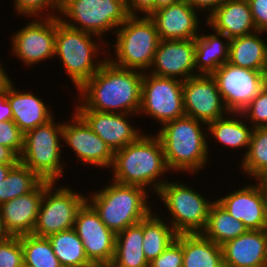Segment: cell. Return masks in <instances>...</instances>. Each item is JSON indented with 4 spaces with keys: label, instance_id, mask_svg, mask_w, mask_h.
<instances>
[{
    "label": "cell",
    "instance_id": "1",
    "mask_svg": "<svg viewBox=\"0 0 267 267\" xmlns=\"http://www.w3.org/2000/svg\"><path fill=\"white\" fill-rule=\"evenodd\" d=\"M144 72L118 67L108 59L77 91L75 110L137 114ZM82 101V102H81Z\"/></svg>",
    "mask_w": 267,
    "mask_h": 267
},
{
    "label": "cell",
    "instance_id": "2",
    "mask_svg": "<svg viewBox=\"0 0 267 267\" xmlns=\"http://www.w3.org/2000/svg\"><path fill=\"white\" fill-rule=\"evenodd\" d=\"M111 171H113L111 177L113 181L140 186L157 194L160 187L168 180L165 178V173L170 170L159 137L145 132L137 141L114 152Z\"/></svg>",
    "mask_w": 267,
    "mask_h": 267
},
{
    "label": "cell",
    "instance_id": "3",
    "mask_svg": "<svg viewBox=\"0 0 267 267\" xmlns=\"http://www.w3.org/2000/svg\"><path fill=\"white\" fill-rule=\"evenodd\" d=\"M155 134L162 143L170 172L185 171L195 176L207 162L210 164L206 123L185 115L165 123Z\"/></svg>",
    "mask_w": 267,
    "mask_h": 267
},
{
    "label": "cell",
    "instance_id": "4",
    "mask_svg": "<svg viewBox=\"0 0 267 267\" xmlns=\"http://www.w3.org/2000/svg\"><path fill=\"white\" fill-rule=\"evenodd\" d=\"M109 182L99 191L86 195V201L115 234L139 223L153 211V205L149 203L151 192L145 188Z\"/></svg>",
    "mask_w": 267,
    "mask_h": 267
},
{
    "label": "cell",
    "instance_id": "5",
    "mask_svg": "<svg viewBox=\"0 0 267 267\" xmlns=\"http://www.w3.org/2000/svg\"><path fill=\"white\" fill-rule=\"evenodd\" d=\"M107 43L108 40L106 42L96 35L68 27L57 17L54 59L59 57L66 75L77 87L75 89L78 90L107 60ZM99 55L103 57L99 59Z\"/></svg>",
    "mask_w": 267,
    "mask_h": 267
},
{
    "label": "cell",
    "instance_id": "6",
    "mask_svg": "<svg viewBox=\"0 0 267 267\" xmlns=\"http://www.w3.org/2000/svg\"><path fill=\"white\" fill-rule=\"evenodd\" d=\"M114 35L115 43H107V59L121 68L148 72L160 42L155 24L149 16H129ZM110 46L115 52L110 51Z\"/></svg>",
    "mask_w": 267,
    "mask_h": 267
},
{
    "label": "cell",
    "instance_id": "7",
    "mask_svg": "<svg viewBox=\"0 0 267 267\" xmlns=\"http://www.w3.org/2000/svg\"><path fill=\"white\" fill-rule=\"evenodd\" d=\"M55 119L24 134L20 163L42 181L57 183L65 173V162L61 159L65 146L62 143L63 122H55Z\"/></svg>",
    "mask_w": 267,
    "mask_h": 267
},
{
    "label": "cell",
    "instance_id": "8",
    "mask_svg": "<svg viewBox=\"0 0 267 267\" xmlns=\"http://www.w3.org/2000/svg\"><path fill=\"white\" fill-rule=\"evenodd\" d=\"M128 17L126 0H60L58 13L63 24L102 40L109 31L115 34Z\"/></svg>",
    "mask_w": 267,
    "mask_h": 267
},
{
    "label": "cell",
    "instance_id": "9",
    "mask_svg": "<svg viewBox=\"0 0 267 267\" xmlns=\"http://www.w3.org/2000/svg\"><path fill=\"white\" fill-rule=\"evenodd\" d=\"M180 181L167 180L158 190L156 197H159L157 199H160L165 205L163 207L168 210L170 220H166L177 234L201 233L215 199L208 200L199 194L194 186Z\"/></svg>",
    "mask_w": 267,
    "mask_h": 267
},
{
    "label": "cell",
    "instance_id": "10",
    "mask_svg": "<svg viewBox=\"0 0 267 267\" xmlns=\"http://www.w3.org/2000/svg\"><path fill=\"white\" fill-rule=\"evenodd\" d=\"M56 185L52 182L44 191L33 235L48 237L72 229L79 209L86 202V193L81 194L68 184Z\"/></svg>",
    "mask_w": 267,
    "mask_h": 267
},
{
    "label": "cell",
    "instance_id": "11",
    "mask_svg": "<svg viewBox=\"0 0 267 267\" xmlns=\"http://www.w3.org/2000/svg\"><path fill=\"white\" fill-rule=\"evenodd\" d=\"M144 114L161 126L185 116L183 81L144 72L138 115Z\"/></svg>",
    "mask_w": 267,
    "mask_h": 267
},
{
    "label": "cell",
    "instance_id": "12",
    "mask_svg": "<svg viewBox=\"0 0 267 267\" xmlns=\"http://www.w3.org/2000/svg\"><path fill=\"white\" fill-rule=\"evenodd\" d=\"M229 112L241 113L267 85V73L223 64L211 75Z\"/></svg>",
    "mask_w": 267,
    "mask_h": 267
},
{
    "label": "cell",
    "instance_id": "13",
    "mask_svg": "<svg viewBox=\"0 0 267 267\" xmlns=\"http://www.w3.org/2000/svg\"><path fill=\"white\" fill-rule=\"evenodd\" d=\"M56 29L57 17L32 18L11 36L12 56L28 67L54 59Z\"/></svg>",
    "mask_w": 267,
    "mask_h": 267
},
{
    "label": "cell",
    "instance_id": "14",
    "mask_svg": "<svg viewBox=\"0 0 267 267\" xmlns=\"http://www.w3.org/2000/svg\"><path fill=\"white\" fill-rule=\"evenodd\" d=\"M73 229L83 242L88 260L95 267L112 264L116 234L101 221L98 213L87 201L79 209Z\"/></svg>",
    "mask_w": 267,
    "mask_h": 267
},
{
    "label": "cell",
    "instance_id": "15",
    "mask_svg": "<svg viewBox=\"0 0 267 267\" xmlns=\"http://www.w3.org/2000/svg\"><path fill=\"white\" fill-rule=\"evenodd\" d=\"M73 113L71 120L63 121V145L72 149L74 156L86 166L91 164L96 168H111L114 152L75 111Z\"/></svg>",
    "mask_w": 267,
    "mask_h": 267
},
{
    "label": "cell",
    "instance_id": "16",
    "mask_svg": "<svg viewBox=\"0 0 267 267\" xmlns=\"http://www.w3.org/2000/svg\"><path fill=\"white\" fill-rule=\"evenodd\" d=\"M183 102L186 116L206 124L229 113L211 75H197L184 80Z\"/></svg>",
    "mask_w": 267,
    "mask_h": 267
},
{
    "label": "cell",
    "instance_id": "17",
    "mask_svg": "<svg viewBox=\"0 0 267 267\" xmlns=\"http://www.w3.org/2000/svg\"><path fill=\"white\" fill-rule=\"evenodd\" d=\"M215 201L248 230L267 229V194L257 180Z\"/></svg>",
    "mask_w": 267,
    "mask_h": 267
},
{
    "label": "cell",
    "instance_id": "18",
    "mask_svg": "<svg viewBox=\"0 0 267 267\" xmlns=\"http://www.w3.org/2000/svg\"><path fill=\"white\" fill-rule=\"evenodd\" d=\"M147 73L180 81L197 76L195 39L160 40Z\"/></svg>",
    "mask_w": 267,
    "mask_h": 267
},
{
    "label": "cell",
    "instance_id": "19",
    "mask_svg": "<svg viewBox=\"0 0 267 267\" xmlns=\"http://www.w3.org/2000/svg\"><path fill=\"white\" fill-rule=\"evenodd\" d=\"M90 127V129L115 152L130 143L137 141L145 132L131 123V116L137 114H121L99 112L95 110H73ZM137 128V129H136ZM139 128V129H138Z\"/></svg>",
    "mask_w": 267,
    "mask_h": 267
},
{
    "label": "cell",
    "instance_id": "20",
    "mask_svg": "<svg viewBox=\"0 0 267 267\" xmlns=\"http://www.w3.org/2000/svg\"><path fill=\"white\" fill-rule=\"evenodd\" d=\"M198 13L186 0H180L152 12L149 18L154 22L160 40H187L201 34V14Z\"/></svg>",
    "mask_w": 267,
    "mask_h": 267
},
{
    "label": "cell",
    "instance_id": "21",
    "mask_svg": "<svg viewBox=\"0 0 267 267\" xmlns=\"http://www.w3.org/2000/svg\"><path fill=\"white\" fill-rule=\"evenodd\" d=\"M51 183L42 181L32 192L0 205L1 218L10 236L32 234L44 191Z\"/></svg>",
    "mask_w": 267,
    "mask_h": 267
},
{
    "label": "cell",
    "instance_id": "22",
    "mask_svg": "<svg viewBox=\"0 0 267 267\" xmlns=\"http://www.w3.org/2000/svg\"><path fill=\"white\" fill-rule=\"evenodd\" d=\"M221 248L224 267H264L267 263V229L247 230Z\"/></svg>",
    "mask_w": 267,
    "mask_h": 267
},
{
    "label": "cell",
    "instance_id": "23",
    "mask_svg": "<svg viewBox=\"0 0 267 267\" xmlns=\"http://www.w3.org/2000/svg\"><path fill=\"white\" fill-rule=\"evenodd\" d=\"M14 85L12 80L7 85V100L12 108V120L24 134L54 118L52 107L50 109L40 96L30 90H17Z\"/></svg>",
    "mask_w": 267,
    "mask_h": 267
},
{
    "label": "cell",
    "instance_id": "24",
    "mask_svg": "<svg viewBox=\"0 0 267 267\" xmlns=\"http://www.w3.org/2000/svg\"><path fill=\"white\" fill-rule=\"evenodd\" d=\"M205 25L229 39L246 36L257 31L248 0H227L217 8Z\"/></svg>",
    "mask_w": 267,
    "mask_h": 267
},
{
    "label": "cell",
    "instance_id": "25",
    "mask_svg": "<svg viewBox=\"0 0 267 267\" xmlns=\"http://www.w3.org/2000/svg\"><path fill=\"white\" fill-rule=\"evenodd\" d=\"M207 27L213 33L204 34L202 31L195 38V70L198 75H212L229 61L230 39Z\"/></svg>",
    "mask_w": 267,
    "mask_h": 267
},
{
    "label": "cell",
    "instance_id": "26",
    "mask_svg": "<svg viewBox=\"0 0 267 267\" xmlns=\"http://www.w3.org/2000/svg\"><path fill=\"white\" fill-rule=\"evenodd\" d=\"M253 130L254 128L249 126L242 113L229 112L224 117L207 124L209 140L211 136V139L214 138V141L221 143L220 145L223 144L233 150L241 148L243 157L248 151Z\"/></svg>",
    "mask_w": 267,
    "mask_h": 267
},
{
    "label": "cell",
    "instance_id": "27",
    "mask_svg": "<svg viewBox=\"0 0 267 267\" xmlns=\"http://www.w3.org/2000/svg\"><path fill=\"white\" fill-rule=\"evenodd\" d=\"M264 31L230 39L229 63L255 71L267 73V40ZM262 38V39H261Z\"/></svg>",
    "mask_w": 267,
    "mask_h": 267
},
{
    "label": "cell",
    "instance_id": "28",
    "mask_svg": "<svg viewBox=\"0 0 267 267\" xmlns=\"http://www.w3.org/2000/svg\"><path fill=\"white\" fill-rule=\"evenodd\" d=\"M110 267H149L143 252V219L116 234L115 256Z\"/></svg>",
    "mask_w": 267,
    "mask_h": 267
},
{
    "label": "cell",
    "instance_id": "29",
    "mask_svg": "<svg viewBox=\"0 0 267 267\" xmlns=\"http://www.w3.org/2000/svg\"><path fill=\"white\" fill-rule=\"evenodd\" d=\"M183 267H224L223 253L201 233L182 234Z\"/></svg>",
    "mask_w": 267,
    "mask_h": 267
},
{
    "label": "cell",
    "instance_id": "30",
    "mask_svg": "<svg viewBox=\"0 0 267 267\" xmlns=\"http://www.w3.org/2000/svg\"><path fill=\"white\" fill-rule=\"evenodd\" d=\"M153 212L143 219V252L149 263L157 258L178 235L165 220L166 217L162 219L163 213L158 215V212Z\"/></svg>",
    "mask_w": 267,
    "mask_h": 267
},
{
    "label": "cell",
    "instance_id": "31",
    "mask_svg": "<svg viewBox=\"0 0 267 267\" xmlns=\"http://www.w3.org/2000/svg\"><path fill=\"white\" fill-rule=\"evenodd\" d=\"M247 230L241 221L231 216L215 201L210 207L207 223L201 234L221 246Z\"/></svg>",
    "mask_w": 267,
    "mask_h": 267
},
{
    "label": "cell",
    "instance_id": "32",
    "mask_svg": "<svg viewBox=\"0 0 267 267\" xmlns=\"http://www.w3.org/2000/svg\"><path fill=\"white\" fill-rule=\"evenodd\" d=\"M47 238L61 265L94 266L88 260L83 242L73 228L51 234Z\"/></svg>",
    "mask_w": 267,
    "mask_h": 267
},
{
    "label": "cell",
    "instance_id": "33",
    "mask_svg": "<svg viewBox=\"0 0 267 267\" xmlns=\"http://www.w3.org/2000/svg\"><path fill=\"white\" fill-rule=\"evenodd\" d=\"M240 161V170L253 182L267 171V126L254 128L248 151Z\"/></svg>",
    "mask_w": 267,
    "mask_h": 267
},
{
    "label": "cell",
    "instance_id": "34",
    "mask_svg": "<svg viewBox=\"0 0 267 267\" xmlns=\"http://www.w3.org/2000/svg\"><path fill=\"white\" fill-rule=\"evenodd\" d=\"M41 182L34 172L19 162L0 183V205L32 192Z\"/></svg>",
    "mask_w": 267,
    "mask_h": 267
},
{
    "label": "cell",
    "instance_id": "35",
    "mask_svg": "<svg viewBox=\"0 0 267 267\" xmlns=\"http://www.w3.org/2000/svg\"><path fill=\"white\" fill-rule=\"evenodd\" d=\"M23 248V261L34 267H60L47 237L33 234L19 236Z\"/></svg>",
    "mask_w": 267,
    "mask_h": 267
},
{
    "label": "cell",
    "instance_id": "36",
    "mask_svg": "<svg viewBox=\"0 0 267 267\" xmlns=\"http://www.w3.org/2000/svg\"><path fill=\"white\" fill-rule=\"evenodd\" d=\"M13 7L17 16L54 18L58 17L60 0H13Z\"/></svg>",
    "mask_w": 267,
    "mask_h": 267
},
{
    "label": "cell",
    "instance_id": "37",
    "mask_svg": "<svg viewBox=\"0 0 267 267\" xmlns=\"http://www.w3.org/2000/svg\"><path fill=\"white\" fill-rule=\"evenodd\" d=\"M241 113L253 128L267 126V85Z\"/></svg>",
    "mask_w": 267,
    "mask_h": 267
},
{
    "label": "cell",
    "instance_id": "38",
    "mask_svg": "<svg viewBox=\"0 0 267 267\" xmlns=\"http://www.w3.org/2000/svg\"><path fill=\"white\" fill-rule=\"evenodd\" d=\"M23 262V248L19 236H10L0 242V267H20Z\"/></svg>",
    "mask_w": 267,
    "mask_h": 267
},
{
    "label": "cell",
    "instance_id": "39",
    "mask_svg": "<svg viewBox=\"0 0 267 267\" xmlns=\"http://www.w3.org/2000/svg\"><path fill=\"white\" fill-rule=\"evenodd\" d=\"M149 267H183L182 234H178L176 239L149 263Z\"/></svg>",
    "mask_w": 267,
    "mask_h": 267
},
{
    "label": "cell",
    "instance_id": "40",
    "mask_svg": "<svg viewBox=\"0 0 267 267\" xmlns=\"http://www.w3.org/2000/svg\"><path fill=\"white\" fill-rule=\"evenodd\" d=\"M0 145L11 148L20 157L24 147V133L13 120L0 122Z\"/></svg>",
    "mask_w": 267,
    "mask_h": 267
},
{
    "label": "cell",
    "instance_id": "41",
    "mask_svg": "<svg viewBox=\"0 0 267 267\" xmlns=\"http://www.w3.org/2000/svg\"><path fill=\"white\" fill-rule=\"evenodd\" d=\"M257 31L267 32V0H248Z\"/></svg>",
    "mask_w": 267,
    "mask_h": 267
},
{
    "label": "cell",
    "instance_id": "42",
    "mask_svg": "<svg viewBox=\"0 0 267 267\" xmlns=\"http://www.w3.org/2000/svg\"><path fill=\"white\" fill-rule=\"evenodd\" d=\"M129 16H149L154 12V0H126Z\"/></svg>",
    "mask_w": 267,
    "mask_h": 267
},
{
    "label": "cell",
    "instance_id": "43",
    "mask_svg": "<svg viewBox=\"0 0 267 267\" xmlns=\"http://www.w3.org/2000/svg\"><path fill=\"white\" fill-rule=\"evenodd\" d=\"M227 0H186V2L199 13H205V19H208L209 16L219 8ZM201 11V12H200Z\"/></svg>",
    "mask_w": 267,
    "mask_h": 267
},
{
    "label": "cell",
    "instance_id": "44",
    "mask_svg": "<svg viewBox=\"0 0 267 267\" xmlns=\"http://www.w3.org/2000/svg\"><path fill=\"white\" fill-rule=\"evenodd\" d=\"M12 108L7 100V86L3 91H0V122L12 120Z\"/></svg>",
    "mask_w": 267,
    "mask_h": 267
},
{
    "label": "cell",
    "instance_id": "45",
    "mask_svg": "<svg viewBox=\"0 0 267 267\" xmlns=\"http://www.w3.org/2000/svg\"><path fill=\"white\" fill-rule=\"evenodd\" d=\"M20 162V157L6 146L0 145V164L17 165Z\"/></svg>",
    "mask_w": 267,
    "mask_h": 267
},
{
    "label": "cell",
    "instance_id": "46",
    "mask_svg": "<svg viewBox=\"0 0 267 267\" xmlns=\"http://www.w3.org/2000/svg\"><path fill=\"white\" fill-rule=\"evenodd\" d=\"M3 66L4 64L0 61V91H3L12 79Z\"/></svg>",
    "mask_w": 267,
    "mask_h": 267
},
{
    "label": "cell",
    "instance_id": "47",
    "mask_svg": "<svg viewBox=\"0 0 267 267\" xmlns=\"http://www.w3.org/2000/svg\"><path fill=\"white\" fill-rule=\"evenodd\" d=\"M180 0H154V11L167 7L168 5L175 4Z\"/></svg>",
    "mask_w": 267,
    "mask_h": 267
},
{
    "label": "cell",
    "instance_id": "48",
    "mask_svg": "<svg viewBox=\"0 0 267 267\" xmlns=\"http://www.w3.org/2000/svg\"><path fill=\"white\" fill-rule=\"evenodd\" d=\"M14 166L15 165H3V164H0V183L7 177L9 171Z\"/></svg>",
    "mask_w": 267,
    "mask_h": 267
},
{
    "label": "cell",
    "instance_id": "49",
    "mask_svg": "<svg viewBox=\"0 0 267 267\" xmlns=\"http://www.w3.org/2000/svg\"><path fill=\"white\" fill-rule=\"evenodd\" d=\"M10 234L6 231L0 213V242L7 240Z\"/></svg>",
    "mask_w": 267,
    "mask_h": 267
},
{
    "label": "cell",
    "instance_id": "50",
    "mask_svg": "<svg viewBox=\"0 0 267 267\" xmlns=\"http://www.w3.org/2000/svg\"><path fill=\"white\" fill-rule=\"evenodd\" d=\"M257 181L261 184L264 192L267 194V171L264 172Z\"/></svg>",
    "mask_w": 267,
    "mask_h": 267
},
{
    "label": "cell",
    "instance_id": "51",
    "mask_svg": "<svg viewBox=\"0 0 267 267\" xmlns=\"http://www.w3.org/2000/svg\"><path fill=\"white\" fill-rule=\"evenodd\" d=\"M60 267H95V266H70V265H61Z\"/></svg>",
    "mask_w": 267,
    "mask_h": 267
},
{
    "label": "cell",
    "instance_id": "52",
    "mask_svg": "<svg viewBox=\"0 0 267 267\" xmlns=\"http://www.w3.org/2000/svg\"><path fill=\"white\" fill-rule=\"evenodd\" d=\"M20 267H34V266H31L23 261Z\"/></svg>",
    "mask_w": 267,
    "mask_h": 267
}]
</instances>
